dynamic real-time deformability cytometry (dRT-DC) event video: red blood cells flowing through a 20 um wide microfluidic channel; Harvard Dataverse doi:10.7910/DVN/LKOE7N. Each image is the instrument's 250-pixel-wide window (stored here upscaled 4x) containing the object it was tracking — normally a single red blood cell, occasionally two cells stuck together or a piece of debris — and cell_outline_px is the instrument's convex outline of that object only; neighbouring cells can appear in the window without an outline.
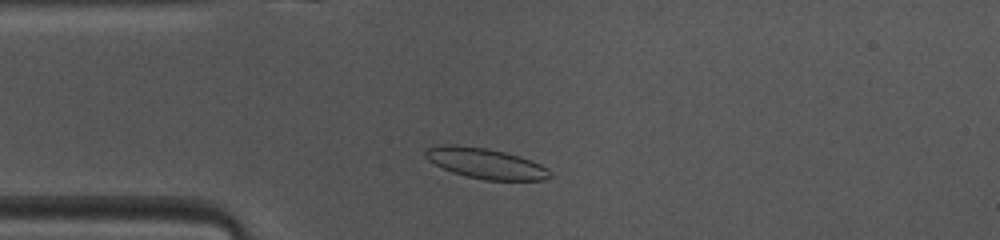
{"species": "common noctule bat (a hibernating species)", "species_latin": "Nyctalus noctula", "temperature_condition": "warm", "stored_images_in_passage": 34, "camera_frame_rate_fps": 3000, "um_per_image_px": 0.085, "animal": {"sex": "female", "body_mass_g": 10.0, "forearm_length_mm": 53.1}, "frame": {"image": 1, "passage_image": 3, "time_ms": 0.667, "image_size_px": [1000, 240], "cell_outline_px": [[552, 176], [544, 180], [484, 180], [452, 172], [428, 160], [424, 156], [424, 152], [428, 148], [444, 144], [456, 144], [488, 148], [520, 156], [532, 160], [548, 168], [552, 172]], "centroid_in_image_um": [41.31, 13.88], "position_along_channel_um": 43.7, "area_um2": 22.2}}
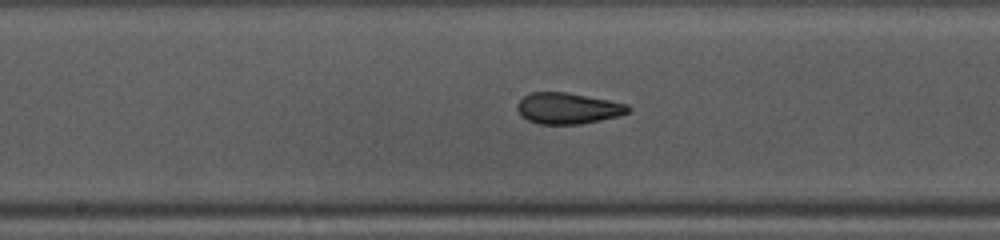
{"frame": {"image": 2, "passage_image": 15, "time_ms": 4.667, "image_size_px": [1000, 240], "cell_outline_px": [[632, 108], [628, 112], [616, 116], [600, 120], [580, 124], [540, 124], [528, 120], [520, 116], [516, 108], [516, 104], [524, 96], [532, 92], [568, 92], [628, 104]], "centroid_in_image_um": [48.24, 9.2], "position_along_channel_um": 200.0, "area_um2": 20.11}}
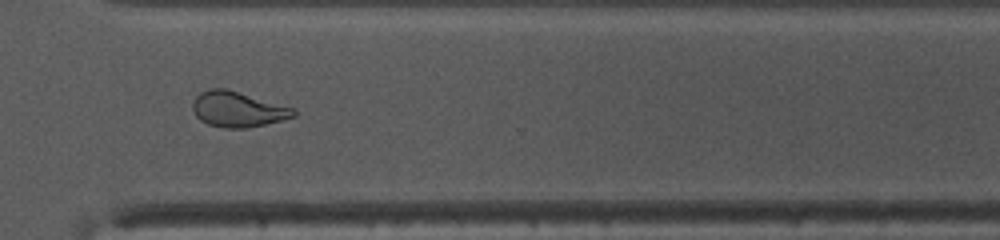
{"frame": {"image": 3, "passage_image": 26, "time_ms": 8.333, "image_size_px": [1000, 240], "cell_outline_px": [[296, 116], [248, 128], [224, 128], [208, 124], [200, 120], [196, 116], [192, 108], [192, 100], [200, 92], [212, 88], [224, 88], [292, 108], [296, 112]], "centroid_in_image_um": [20.14, 9.3], "position_along_channel_um": 350.5, "area_um2": 20.46}, "authors_computed_cell_mechanics": {"area_um2": 20.6346, "velocity_mm_per_s": 4.1209, "shape_relaxation_time_tau1_ms": null, "shape_relaxation_time_tau2_ms": 1.3163, "deformation_change_tau1": null, "deformation_change_tau2": 0.0622}}